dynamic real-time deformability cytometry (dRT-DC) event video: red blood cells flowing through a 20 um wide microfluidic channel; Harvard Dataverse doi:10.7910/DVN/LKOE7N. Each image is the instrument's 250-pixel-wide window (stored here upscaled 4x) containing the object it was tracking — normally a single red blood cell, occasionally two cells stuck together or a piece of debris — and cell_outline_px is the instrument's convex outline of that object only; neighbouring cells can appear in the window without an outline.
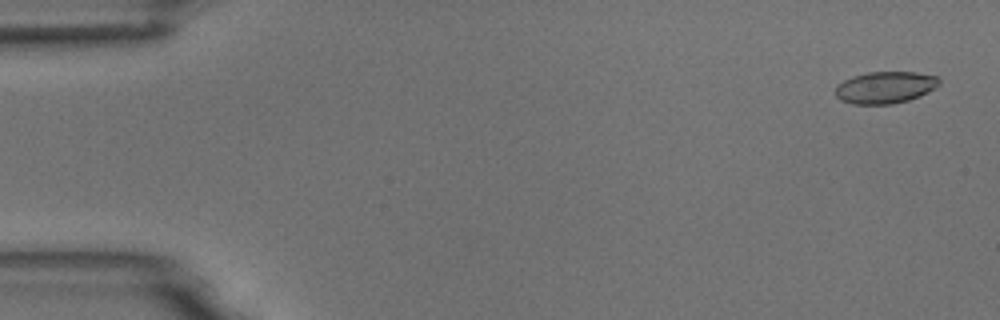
{"species": "common noctule bat (a hibernating species)", "species_latin": "Nyctalus noctula", "temperature_condition": "room temperature", "stored_images_in_passage": 5, "camera_frame_rate_fps": 3000, "um_per_image_px": 0.085, "animal": {"sex": "male", "body_mass_g": 18.8}, "frame": {"image": 1, "passage_image": 1, "time_ms": 0.0, "image_size_px": [1000, 320], "cell_outline_px": [[940, 84], [920, 96], [908, 100], [892, 104], [852, 104], [840, 100], [836, 96], [836, 84], [852, 76], [868, 72], [916, 72], [940, 76]], "centroid_in_image_um": [75.24, 7.42], "position_along_channel_um": 9.8, "area_um2": 19.42}}
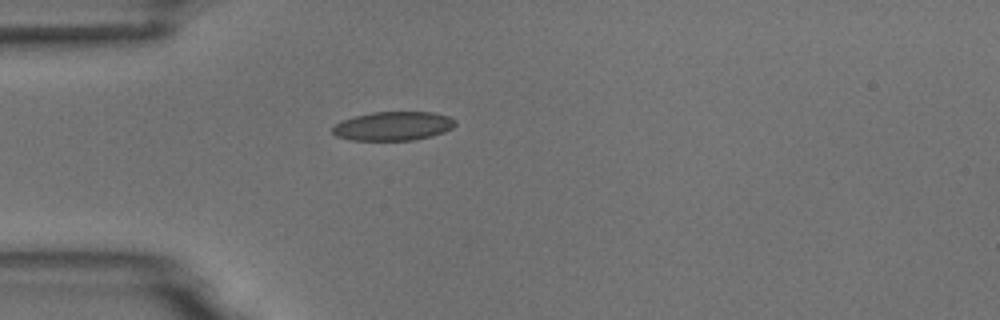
{"frame": {"image": 2, "passage_image": 5, "time_ms": 4.333, "image_size_px": [1000, 320], "cell_outline_px": [[456, 124], [452, 128], [444, 132], [432, 136], [416, 140], [352, 140], [336, 136], [332, 132], [332, 128], [336, 124], [344, 120], [356, 116], [372, 112], [432, 112], [448, 116], [456, 120]], "centroid_in_image_um": [33.45, 10.72], "position_along_channel_um": 51.5, "area_um2": 20.63}}